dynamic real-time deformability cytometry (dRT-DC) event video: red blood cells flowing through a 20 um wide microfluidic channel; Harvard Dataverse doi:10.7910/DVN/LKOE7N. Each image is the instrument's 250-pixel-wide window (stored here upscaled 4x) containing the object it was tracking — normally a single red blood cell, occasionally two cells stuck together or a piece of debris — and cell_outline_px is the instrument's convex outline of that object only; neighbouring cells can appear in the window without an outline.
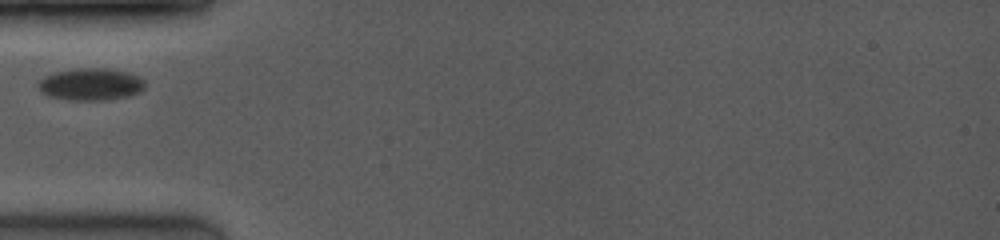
{"species": "common noctule bat (a hibernating species)", "species_latin": "Nyctalus noctula", "temperature_condition": "room temperature", "stored_images_in_passage": 1, "camera_frame_rate_fps": 4000, "um_per_image_px": 0.085, "animal": {"sex": "female", "body_mass_g": 19.0, "forearm_length_mm": 53.3}, "frame": {"image": 1, "passage_image": 1, "time_ms": 0.0, "image_size_px": [1000, 240], "cell_outline_px": [[144, 88], [140, 92], [128, 96], [108, 100], [68, 100], [44, 96], [40, 92], [40, 80], [56, 72], [88, 68], [96, 68], [124, 72], [136, 76], [144, 84]], "centroid_in_image_um": [7.68, 7.21], "position_along_channel_um": 77.3, "area_um2": 19.42}}